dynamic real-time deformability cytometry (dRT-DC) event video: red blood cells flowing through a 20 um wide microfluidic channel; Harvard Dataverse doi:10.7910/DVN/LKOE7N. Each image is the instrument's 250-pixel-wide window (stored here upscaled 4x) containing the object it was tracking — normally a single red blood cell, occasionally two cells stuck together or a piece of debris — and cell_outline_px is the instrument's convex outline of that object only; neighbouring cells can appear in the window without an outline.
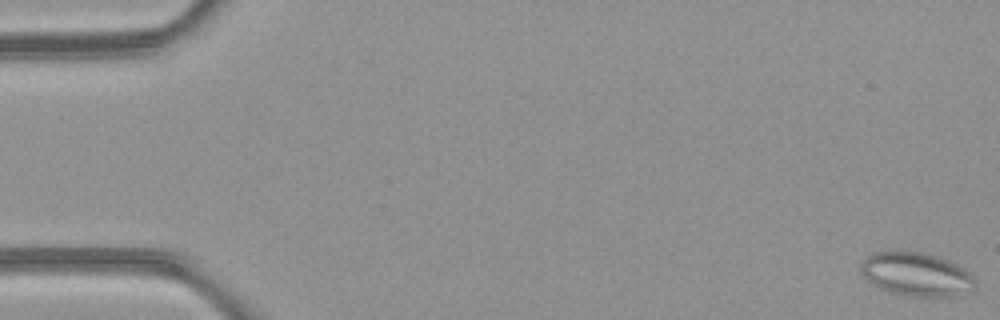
{"species": "common noctule bat (a hibernating species)", "species_latin": "Nyctalus noctula", "temperature_condition": "room temperature", "stored_images_in_passage": 6, "camera_frame_rate_fps": 3000, "um_per_image_px": 0.085, "animal": {"sex": "female", "body_mass_g": 21.9}, "frame": {"image": 1, "passage_image": 1, "time_ms": 0.0, "image_size_px": [1000, 320], "cell_outline_px": [[976, 288], [972, 292], [956, 296], [908, 296], [892, 292], [880, 288], [872, 284], [860, 272], [860, 264], [864, 256], [868, 252], [920, 252], [948, 260], [972, 272], [976, 280]], "centroid_in_image_um": [77.92, 23.32], "position_along_channel_um": 7.1, "area_um2": 29.36}}